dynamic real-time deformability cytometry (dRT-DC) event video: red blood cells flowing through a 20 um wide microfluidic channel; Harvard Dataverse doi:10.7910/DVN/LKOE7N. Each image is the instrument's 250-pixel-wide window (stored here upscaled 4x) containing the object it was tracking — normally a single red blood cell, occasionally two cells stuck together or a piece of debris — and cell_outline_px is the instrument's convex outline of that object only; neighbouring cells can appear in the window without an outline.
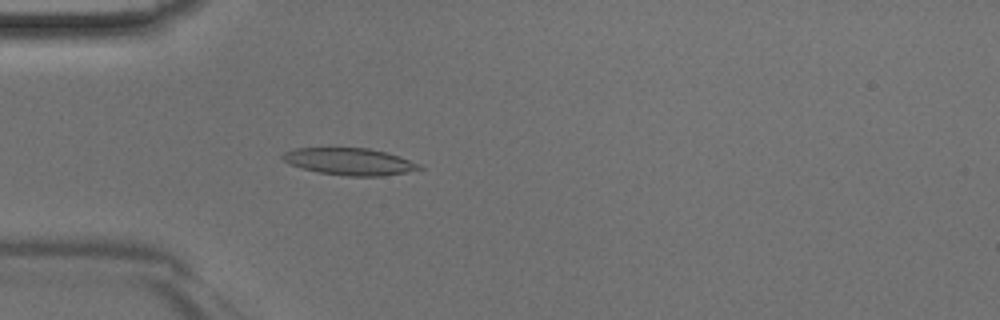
{"species": "Egyptian fruit bat (a non-hibernating species)", "species_latin": "Rousettus aegyptiacus", "temperature_condition": "room temperature", "stored_images_in_passage": 42, "camera_frame_rate_fps": 3000, "um_per_image_px": 0.085, "animal": {"sex": "male"}, "frame": {"image": 1, "passage_image": 10, "time_ms": 3.0, "image_size_px": [1000, 320], "cell_outline_px": [[424, 168], [384, 176], [348, 176], [320, 172], [300, 168], [288, 164], [280, 156], [284, 152], [296, 148], [368, 148], [400, 156], [420, 164]], "centroid_in_image_um": [29.69, 13.73], "position_along_channel_um": 55.3, "area_um2": 21.39}}
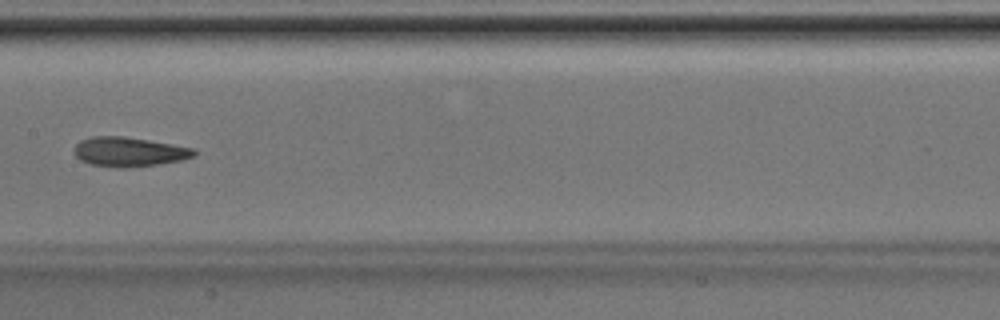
{"frame": {"image": 2, "passage_image": 20, "time_ms": 6.333, "image_size_px": [1000, 320], "cell_outline_px": [[196, 156], [180, 160], [156, 164], [128, 168], [120, 168], [88, 164], [80, 160], [72, 152], [72, 148], [80, 140], [92, 136], [124, 136], [196, 148]], "centroid_in_image_um": [10.93, 12.9], "position_along_channel_um": 196.5, "area_um2": 20.81}}
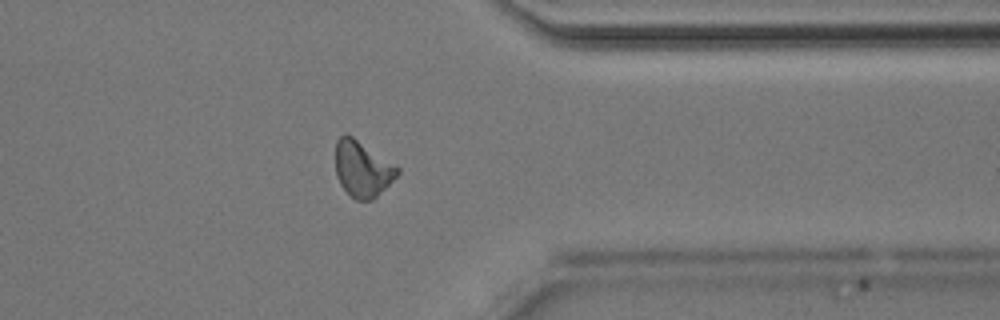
{"frame": {"image": 3, "passage_image": 33, "time_ms": 10.667, "image_size_px": [1000, 320], "cell_outline_px": [[400, 172], [372, 200], [356, 200], [340, 184], [336, 176], [336, 140], [344, 132], [352, 136], [396, 164], [400, 168]], "centroid_in_image_um": [30.8, 14.32], "position_along_channel_um": 380.6, "area_um2": 20.06}}